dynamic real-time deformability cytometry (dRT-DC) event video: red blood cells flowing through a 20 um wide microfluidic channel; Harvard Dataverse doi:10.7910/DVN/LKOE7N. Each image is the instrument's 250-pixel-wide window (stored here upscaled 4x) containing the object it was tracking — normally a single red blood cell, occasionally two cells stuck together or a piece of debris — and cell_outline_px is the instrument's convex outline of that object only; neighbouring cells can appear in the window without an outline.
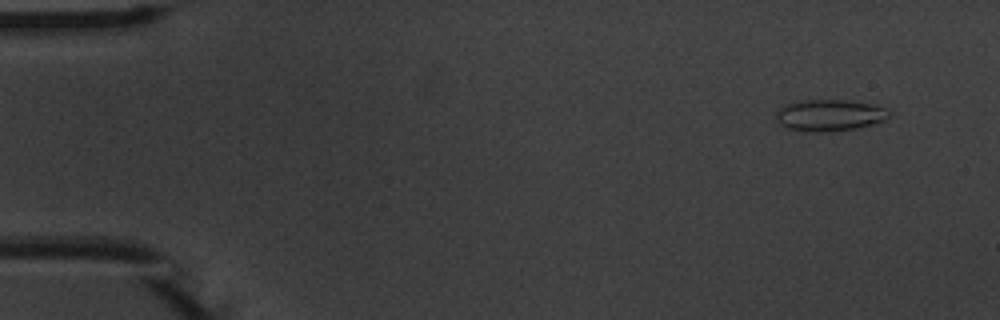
{"species": "common noctule bat (a hibernating species)", "species_latin": "Nyctalus noctula", "temperature_condition": "warm", "stored_images_in_passage": 5, "camera_frame_rate_fps": 3000, "um_per_image_px": 0.085, "animal": {"sex": "male", "body_mass_g": 20.1, "forearm_length_mm": 53.5}, "frame": {"image": 1, "passage_image": 1, "time_ms": 0.0, "image_size_px": [1000, 320], "cell_outline_px": [[892, 112], [884, 120], [872, 124], [856, 128], [828, 132], [808, 132], [788, 128], [780, 124], [776, 120], [776, 112], [784, 104], [804, 100], [848, 100], [872, 104], [888, 108]], "centroid_in_image_um": [70.52, 9.79], "position_along_channel_um": 14.5, "area_um2": 20.92}}
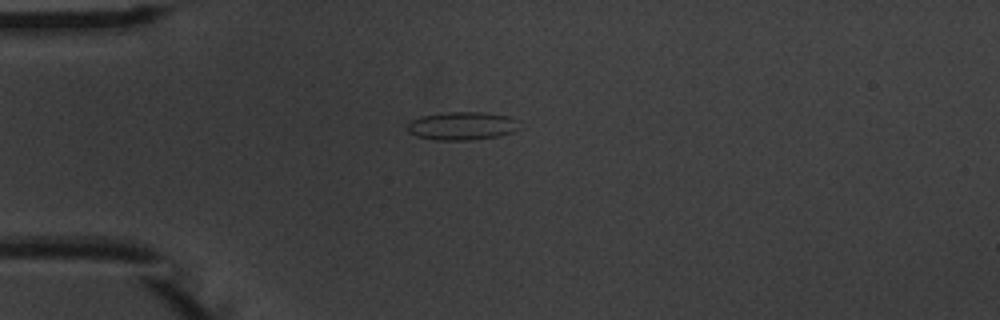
{"frame": {"image": 2, "passage_image": 4, "time_ms": 3.333, "image_size_px": [1000, 320], "cell_outline_px": [[520, 128], [512, 132], [500, 136], [468, 140], [436, 140], [416, 136], [408, 132], [408, 124], [412, 120], [420, 116], [444, 112], [484, 112], [508, 116], [516, 120]], "centroid_in_image_um": [39.27, 10.7], "position_along_channel_um": 45.7, "area_um2": 18.44}}
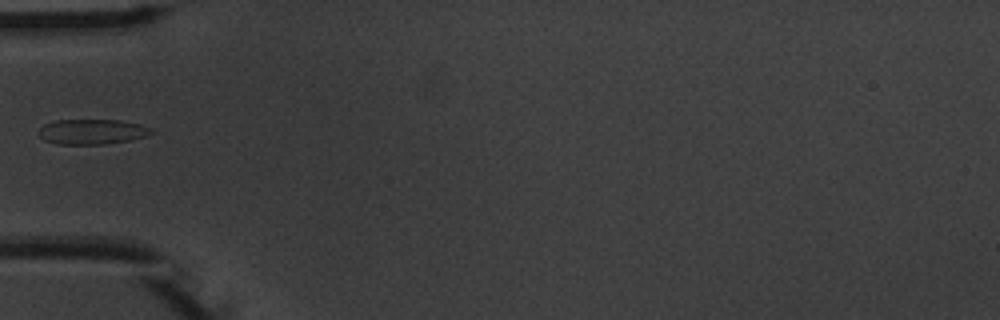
{"frame": {"image": 3, "passage_image": 5, "time_ms": 4.667, "image_size_px": [1000, 320], "cell_outline_px": [[156, 132], [132, 140], [104, 144], [56, 144], [44, 140], [36, 132], [44, 124], [56, 120], [120, 120], [140, 124], [152, 128]], "centroid_in_image_um": [7.83, 11.19], "position_along_channel_um": 77.2, "area_um2": 16.65}}